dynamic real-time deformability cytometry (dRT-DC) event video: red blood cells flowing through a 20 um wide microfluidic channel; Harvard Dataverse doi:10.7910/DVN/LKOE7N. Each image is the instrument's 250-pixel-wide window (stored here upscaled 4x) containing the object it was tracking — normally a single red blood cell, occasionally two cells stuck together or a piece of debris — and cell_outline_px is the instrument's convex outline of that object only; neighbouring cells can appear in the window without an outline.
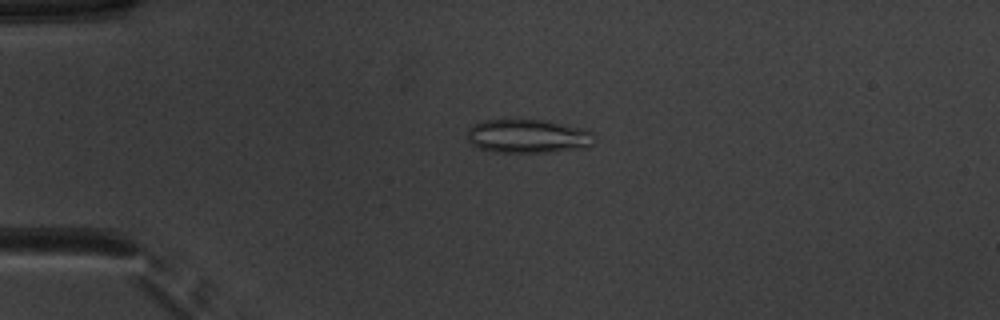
{"species": "common noctule bat (a hibernating species)", "species_latin": "Nyctalus noctula", "temperature_condition": "warm", "stored_images_in_passage": 52, "camera_frame_rate_fps": 3000, "um_per_image_px": 0.085, "animal": {"sex": "male", "body_mass_g": 20.1, "forearm_length_mm": 53.5}, "frame": {"image": 1, "passage_image": 13, "time_ms": 4.0, "image_size_px": [1000, 320], "cell_outline_px": [[592, 144], [588, 148], [552, 152], [496, 152], [480, 148], [472, 144], [468, 140], [468, 128], [484, 120], [548, 120], [580, 128], [592, 132]], "centroid_in_image_um": [44.89, 11.58], "position_along_channel_um": 40.1, "area_um2": 24.85}}
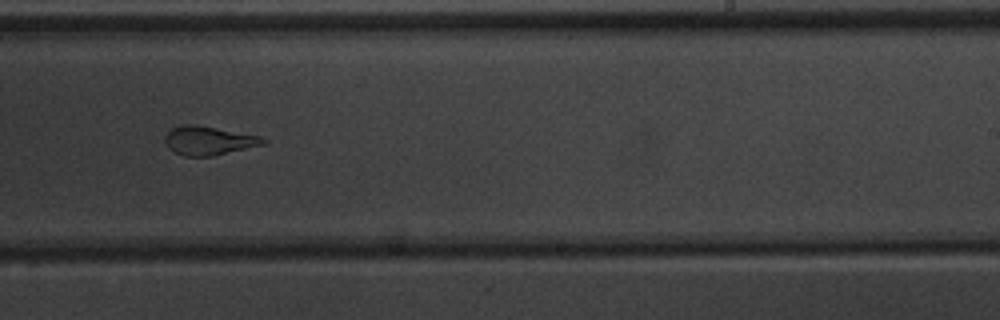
{"frame": {"image": 2, "passage_image": 33, "time_ms": 10.667, "image_size_px": [1000, 320], "cell_outline_px": [[268, 140], [264, 144], [212, 156], [184, 156], [168, 148], [164, 140], [164, 136], [172, 128], [184, 124], [192, 124], [216, 128], [260, 136]], "centroid_in_image_um": [17.71, 11.95], "position_along_channel_um": 271.3, "area_um2": 16.24}}
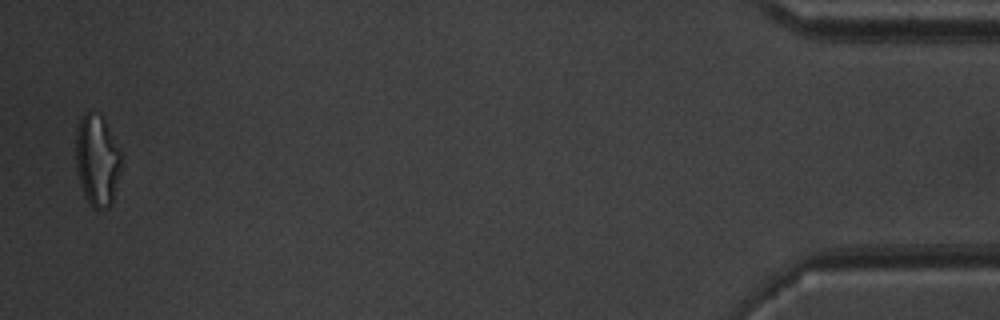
{"frame": {"image": 3, "passage_image": 51, "time_ms": 16.667, "image_size_px": [1000, 320], "cell_outline_px": [[120, 172], [112, 204], [108, 208], [100, 212], [92, 208], [88, 204], [84, 196], [80, 184], [76, 168], [76, 132], [80, 120], [84, 112], [88, 112], [104, 116], [120, 152]], "centroid_in_image_um": [8.25, 13.69], "position_along_channel_um": 426.9, "area_um2": 24.51}, "authors_computed_cell_mechanics": {"area_um2": 20.7502, "velocity_mm_per_s": 3.9658, "shape_relaxation_time_tau1_ms": null, "shape_relaxation_time_tau2_ms": 1.3339, "deformation_change_tau1": null, "deformation_change_tau2": 0.0939}}